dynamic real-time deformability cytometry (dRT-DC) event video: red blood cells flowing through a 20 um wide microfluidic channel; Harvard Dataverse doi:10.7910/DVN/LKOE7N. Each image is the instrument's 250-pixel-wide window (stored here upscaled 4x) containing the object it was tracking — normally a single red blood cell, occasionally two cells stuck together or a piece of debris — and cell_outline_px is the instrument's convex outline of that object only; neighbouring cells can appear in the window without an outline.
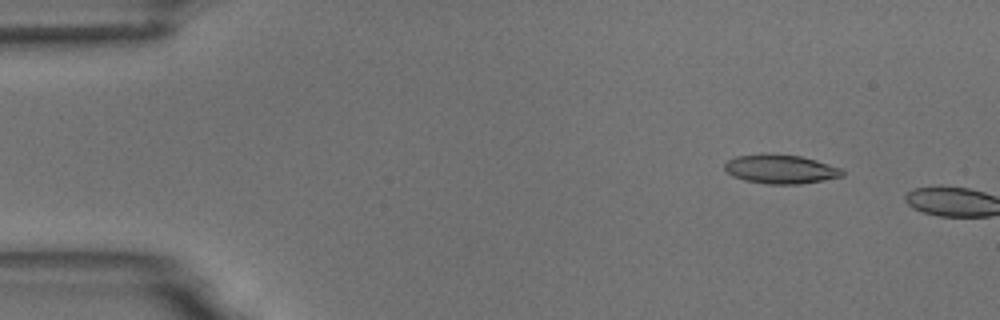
{"species": "common noctule bat (a hibernating species)", "species_latin": "Nyctalus noctula", "temperature_condition": "room temperature", "stored_images_in_passage": 2, "camera_frame_rate_fps": 3000, "um_per_image_px": 0.085, "animal": {"sex": "male", "body_mass_g": 18.8}, "frame": {"image": 1, "passage_image": 1, "time_ms": 0.0, "image_size_px": [1000, 320], "cell_outline_px": [[844, 176], [824, 180], [800, 184], [768, 184], [744, 180], [732, 176], [724, 168], [724, 164], [728, 160], [736, 156], [800, 156], [816, 160], [840, 168], [844, 172]], "centroid_in_image_um": [66.38, 14.42], "position_along_channel_um": 18.6, "area_um2": 19.19}}